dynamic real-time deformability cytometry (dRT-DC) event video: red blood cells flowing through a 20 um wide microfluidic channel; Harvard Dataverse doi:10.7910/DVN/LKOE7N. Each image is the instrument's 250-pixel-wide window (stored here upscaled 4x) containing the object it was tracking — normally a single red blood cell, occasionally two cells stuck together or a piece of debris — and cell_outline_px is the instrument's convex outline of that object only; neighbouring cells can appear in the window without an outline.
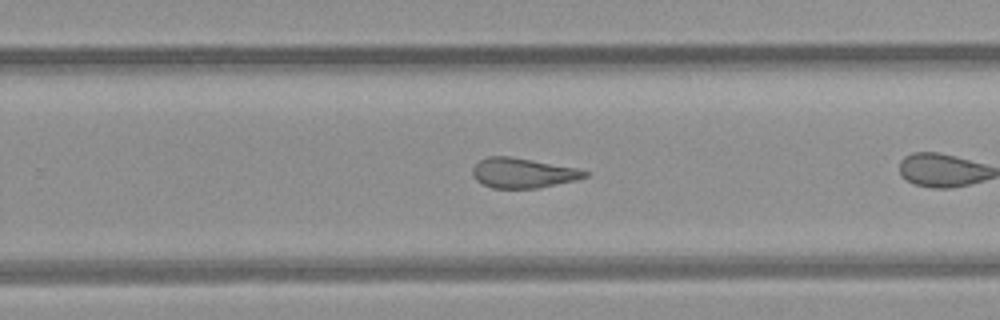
{"species": "common noctule bat (a hibernating species)", "species_latin": "Nyctalus noctula", "temperature_condition": "room temperature", "stored_images_in_passage": 25, "camera_frame_rate_fps": 3000, "um_per_image_px": 0.085, "animal": {"sex": "female", "body_mass_g": 21.9}, "frame": {"image": 1, "passage_image": 18, "time_ms": 5.667, "image_size_px": [1000, 320], "cell_outline_px": [[588, 176], [576, 180], [536, 188], [492, 188], [476, 180], [472, 172], [472, 168], [480, 160], [488, 156], [512, 156], [576, 168], [588, 172]], "centroid_in_image_um": [44.43, 14.69], "position_along_channel_um": 285.4, "area_um2": 19.42}}